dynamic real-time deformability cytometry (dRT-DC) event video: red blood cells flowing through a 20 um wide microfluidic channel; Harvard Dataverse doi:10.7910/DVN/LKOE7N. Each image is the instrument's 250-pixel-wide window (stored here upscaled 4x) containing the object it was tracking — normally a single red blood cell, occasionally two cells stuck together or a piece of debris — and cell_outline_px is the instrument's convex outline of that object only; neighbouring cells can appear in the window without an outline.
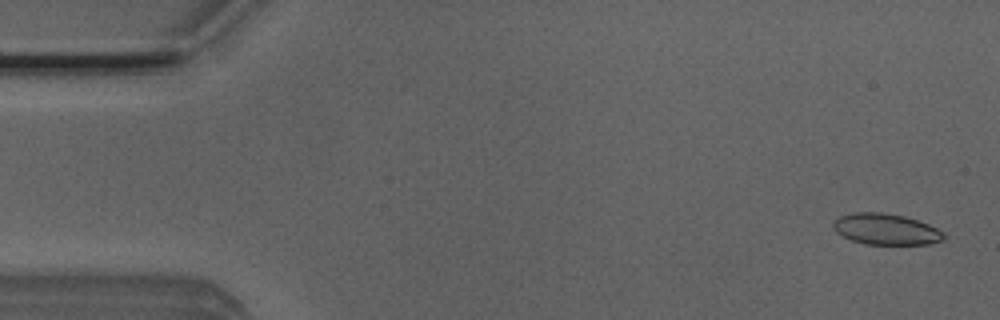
{"species": "Egyptian fruit bat (a non-hibernating species)", "species_latin": "Rousettus aegyptiacus", "temperature_condition": "room temperature", "stored_images_in_passage": 5, "camera_frame_rate_fps": 3000, "um_per_image_px": 0.085, "animal": {"sex": "male"}, "frame": {"image": 1, "passage_image": 1, "time_ms": 0.0, "image_size_px": [1000, 320], "cell_outline_px": [[944, 240], [928, 244], [864, 244], [852, 240], [836, 232], [832, 228], [832, 220], [840, 216], [852, 212], [880, 212], [904, 216], [928, 224], [944, 232]], "centroid_in_image_um": [75.26, 19.48], "position_along_channel_um": 9.7, "area_um2": 20.06}}